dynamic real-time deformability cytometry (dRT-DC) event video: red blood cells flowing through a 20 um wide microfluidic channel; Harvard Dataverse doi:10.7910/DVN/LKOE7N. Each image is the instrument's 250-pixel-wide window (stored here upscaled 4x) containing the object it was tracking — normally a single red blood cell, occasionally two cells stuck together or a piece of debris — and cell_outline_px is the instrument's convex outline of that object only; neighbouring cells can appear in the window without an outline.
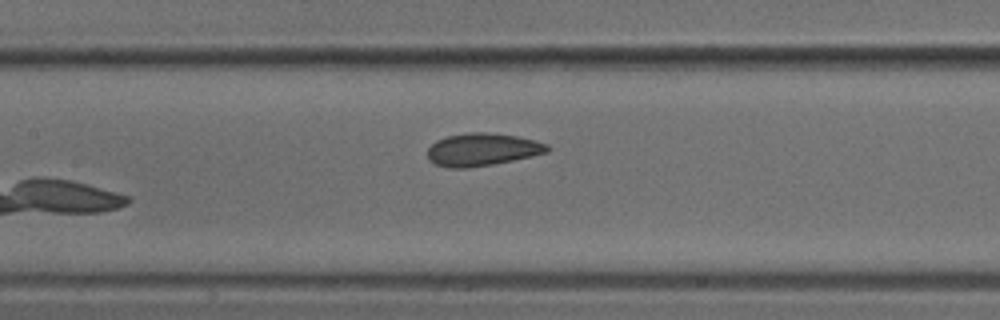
{"species": "common noctule bat (a hibernating species)", "species_latin": "Nyctalus noctula", "temperature_condition": "cold", "stored_images_in_passage": 6, "camera_frame_rate_fps": 3000, "um_per_image_px": 0.085, "animal": {"sex": "male", "body_mass_g": 18.8}, "frame": {"image": 1, "passage_image": 6, "time_ms": 1.667, "image_size_px": [1000, 320], "cell_outline_px": [[548, 152], [532, 156], [492, 164], [468, 168], [448, 168], [436, 164], [428, 160], [428, 148], [436, 140], [448, 136], [468, 132], [488, 132], [516, 136], [548, 144]], "centroid_in_image_um": [40.96, 12.71], "position_along_channel_um": 166.4, "area_um2": 22.66}}